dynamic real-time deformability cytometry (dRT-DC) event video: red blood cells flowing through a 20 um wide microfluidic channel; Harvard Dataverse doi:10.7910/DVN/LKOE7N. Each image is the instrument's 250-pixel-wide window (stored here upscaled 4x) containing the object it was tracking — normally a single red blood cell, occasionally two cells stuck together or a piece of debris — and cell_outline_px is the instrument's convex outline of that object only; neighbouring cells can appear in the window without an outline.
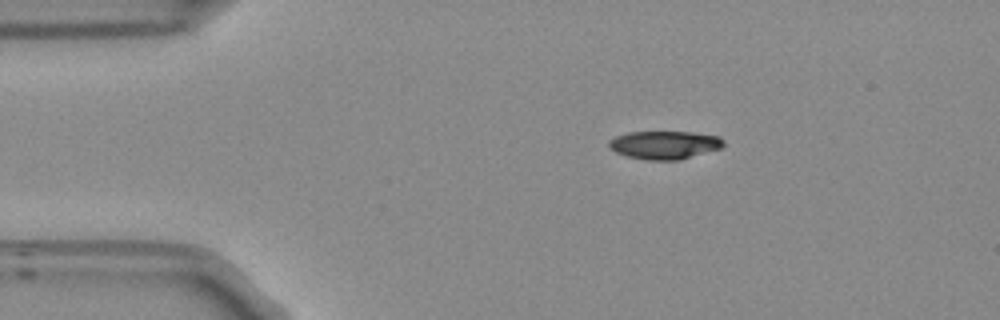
{"species": "Egyptian fruit bat (a non-hibernating species)", "species_latin": "Rousettus aegyptiacus", "temperature_condition": "room temperature", "stored_images_in_passage": 45, "camera_frame_rate_fps": 3000, "um_per_image_px": 0.085, "frame": {"image": 1, "passage_image": 1, "time_ms": 0.0, "image_size_px": [1000, 320], "cell_outline_px": [[724, 144], [720, 148], [680, 160], [648, 160], [628, 156], [616, 152], [608, 144], [608, 140], [616, 136], [628, 132], [692, 132], [720, 136], [724, 140]], "centroid_in_image_um": [56.5, 12.31], "position_along_channel_um": 28.5, "area_um2": 18.73}}
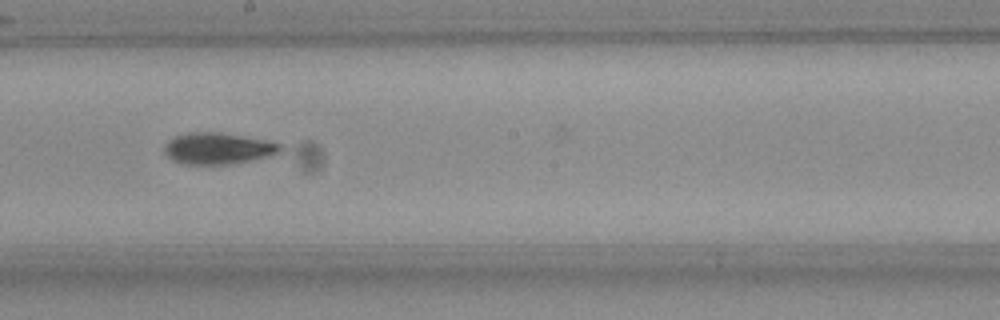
{"frame": {"image": 2, "passage_image": 21, "time_ms": 6.667, "image_size_px": [1000, 320], "cell_outline_px": [[284, 148], [280, 152], [272, 156], [228, 164], [184, 164], [172, 160], [164, 152], [164, 148], [168, 140], [176, 136], [188, 132], [220, 132], [272, 140], [284, 144]], "centroid_in_image_um": [18.61, 12.6], "position_along_channel_um": 229.6, "area_um2": 21.62}}
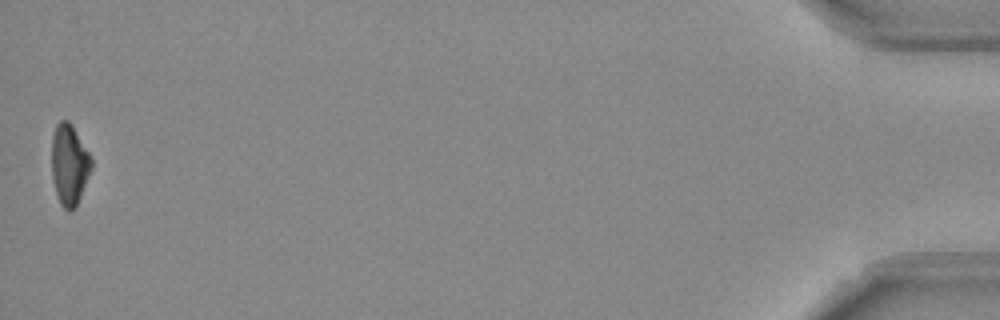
{"frame": {"image": 3, "passage_image": 45, "time_ms": 14.667, "image_size_px": [1000, 320], "cell_outline_px": [[92, 168], [76, 208], [68, 212], [60, 204], [52, 180], [52, 136], [56, 124], [60, 120], [68, 120], [72, 124], [88, 152], [92, 160]], "centroid_in_image_um": [5.89, 14.01], "position_along_channel_um": 429.3, "area_um2": 18.79}, "authors_computed_cell_mechanics": {"area_um2": 20.0566, "velocity_mm_per_s": 3.7587, "shape_relaxation_time_tau1_ms": 5.8945, "shape_relaxation_time_tau2_ms": 2.8078, "deformation_change_tau1": 0.1632, "deformation_change_tau2": 0.0898}}